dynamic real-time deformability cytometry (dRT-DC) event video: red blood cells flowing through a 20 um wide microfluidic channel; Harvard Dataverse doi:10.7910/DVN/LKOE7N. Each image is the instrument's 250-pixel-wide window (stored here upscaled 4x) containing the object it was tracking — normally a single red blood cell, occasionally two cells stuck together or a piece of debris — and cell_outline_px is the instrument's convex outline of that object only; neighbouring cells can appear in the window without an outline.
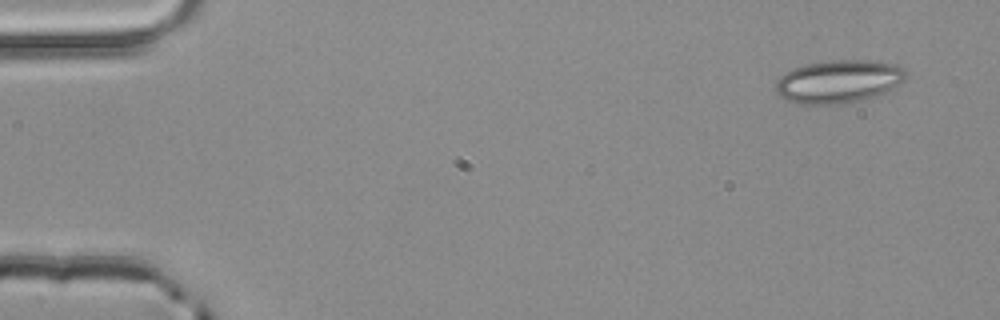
{"species": "common noctule bat (a hibernating species)", "species_latin": "Nyctalus noctula", "temperature_condition": "room temperature", "stored_images_in_passage": 3, "camera_frame_rate_fps": 3000, "um_per_image_px": 0.085, "animal": {"sex": "male", "body_mass_g": 20.4}, "frame": {"image": 1, "passage_image": 1, "time_ms": 0.0, "image_size_px": [1000, 320], "cell_outline_px": [[908, 76], [904, 80], [884, 92], [872, 96], [856, 100], [836, 104], [800, 104], [788, 100], [780, 96], [776, 92], [776, 80], [784, 72], [792, 68], [804, 64], [832, 60], [876, 60], [896, 64], [904, 68], [908, 72]], "centroid_in_image_um": [71.26, 6.89], "position_along_channel_um": 13.7, "area_um2": 32.6}}